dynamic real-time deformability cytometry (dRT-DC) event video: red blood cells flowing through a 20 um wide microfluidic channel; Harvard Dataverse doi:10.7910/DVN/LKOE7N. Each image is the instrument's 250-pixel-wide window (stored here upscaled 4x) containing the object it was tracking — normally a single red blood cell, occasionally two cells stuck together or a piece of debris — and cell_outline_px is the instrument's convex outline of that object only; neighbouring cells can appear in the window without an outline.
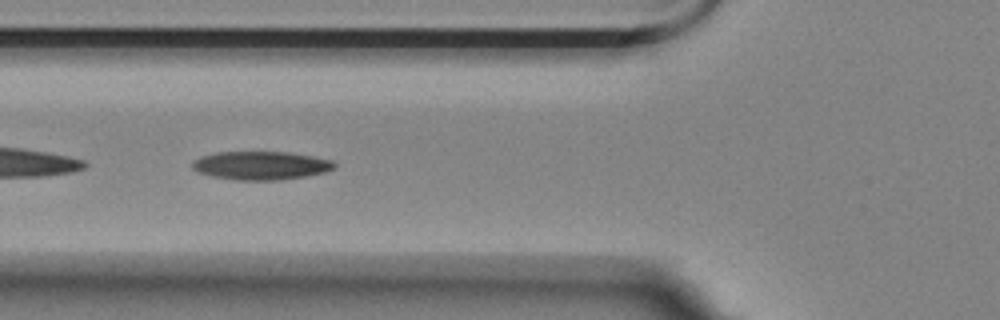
{"species": "Egyptian fruit bat (a non-hibernating species)", "species_latin": "Rousettus aegyptiacus", "temperature_condition": "room temperature", "stored_images_in_passage": 42, "camera_frame_rate_fps": 3000, "um_per_image_px": 0.085, "animal": {"sex": "female"}, "frame": {"image": 1, "passage_image": 13, "time_ms": 4.0, "image_size_px": [1000, 320], "cell_outline_px": [[336, 164], [332, 168], [324, 172], [304, 176], [280, 180], [236, 180], [212, 176], [200, 172], [192, 168], [192, 160], [200, 156], [216, 152], [288, 152], [312, 156], [332, 160]], "centroid_in_image_um": [22.14, 14.06], "position_along_channel_um": 103.7, "area_um2": 23.41}}
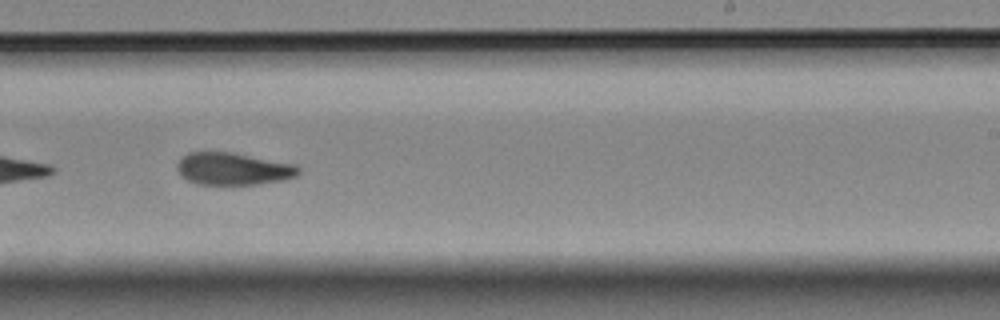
{"frame": {"image": 2, "passage_image": 27, "time_ms": 8.667, "image_size_px": [1000, 320], "cell_outline_px": [[300, 172], [296, 176], [284, 180], [256, 184], [196, 184], [180, 176], [176, 168], [176, 164], [180, 156], [188, 152], [232, 152], [296, 164], [300, 168]], "centroid_in_image_um": [19.79, 14.34], "position_along_channel_um": 269.2, "area_um2": 23.12}}
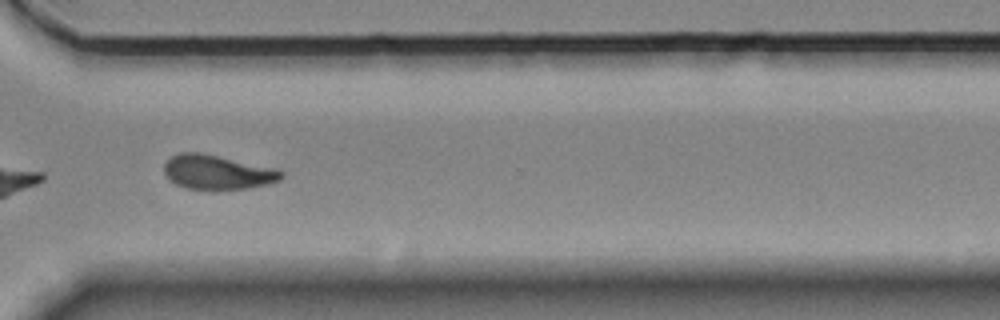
{"frame": {"image": 3, "passage_image": 34, "time_ms": 11.0, "image_size_px": [1000, 320], "cell_outline_px": [[284, 176], [280, 180], [268, 184], [248, 188], [188, 188], [176, 184], [168, 180], [164, 172], [164, 164], [172, 156], [180, 152], [200, 152], [280, 168], [284, 172]], "centroid_in_image_um": [18.53, 14.61], "position_along_channel_um": 352.1, "area_um2": 23.52}, "authors_computed_cell_mechanics": {"area_um2": 23.6691, "velocity_mm_per_s": 3.5472, "shape_relaxation_time_tau1_ms": 6.8863, "shape_relaxation_time_tau2_ms": 4.5474, "deformation_change_tau1": 0.164, "deformation_change_tau2": 0.1088}}